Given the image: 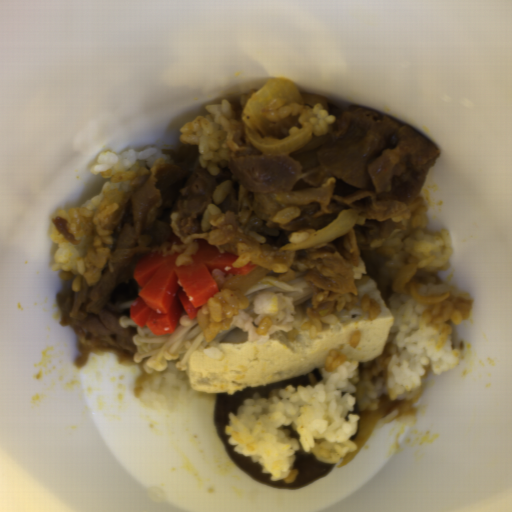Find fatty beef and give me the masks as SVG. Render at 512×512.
Here are the masks:
<instances>
[{"label": "fatty beef", "instance_id": "5", "mask_svg": "<svg viewBox=\"0 0 512 512\" xmlns=\"http://www.w3.org/2000/svg\"><path fill=\"white\" fill-rule=\"evenodd\" d=\"M51 222L54 225V227L56 228V230L58 231V233L67 242H70V243L76 245L77 243H79L81 241L79 239H76L74 234H73V232L69 229V223H68L67 219H64V218L59 217V216H54L51 219Z\"/></svg>", "mask_w": 512, "mask_h": 512}, {"label": "fatty beef", "instance_id": "3", "mask_svg": "<svg viewBox=\"0 0 512 512\" xmlns=\"http://www.w3.org/2000/svg\"><path fill=\"white\" fill-rule=\"evenodd\" d=\"M302 114H295L286 116L278 120L266 123L269 127L270 133L277 137H286L296 132H299L304 127L300 122Z\"/></svg>", "mask_w": 512, "mask_h": 512}, {"label": "fatty beef", "instance_id": "4", "mask_svg": "<svg viewBox=\"0 0 512 512\" xmlns=\"http://www.w3.org/2000/svg\"><path fill=\"white\" fill-rule=\"evenodd\" d=\"M432 283L434 285L444 284L443 278L436 272L426 269H416V272L410 280L408 286L427 285Z\"/></svg>", "mask_w": 512, "mask_h": 512}, {"label": "fatty beef", "instance_id": "1", "mask_svg": "<svg viewBox=\"0 0 512 512\" xmlns=\"http://www.w3.org/2000/svg\"><path fill=\"white\" fill-rule=\"evenodd\" d=\"M308 107L323 106L334 121L325 134L287 154H265L252 140L233 151L217 174L204 169L193 142L172 147V155L140 169L110 225L112 243L98 282L56 293L59 325L77 336L79 370L90 354L114 353L127 360L135 352V326L119 320L141 292L136 262L147 252L192 262L199 246L238 255L234 266L300 269L312 285L358 295L355 287L361 250L406 230L393 219L406 213L437 160L432 138L398 118L358 105L336 106L328 96L300 93ZM232 186L220 216L208 230L200 224L212 193L224 180ZM297 206L301 215L271 221L280 208ZM356 209V223L341 238L299 251H280L329 225L344 209Z\"/></svg>", "mask_w": 512, "mask_h": 512}, {"label": "fatty beef", "instance_id": "2", "mask_svg": "<svg viewBox=\"0 0 512 512\" xmlns=\"http://www.w3.org/2000/svg\"><path fill=\"white\" fill-rule=\"evenodd\" d=\"M294 298H289L274 291H267L258 294L252 302L251 309L256 314L251 317L244 309L235 316L230 324L241 328L247 332V341L262 344L265 343L276 331H286L292 329L295 322ZM269 317L272 325L270 330L264 336L256 334V329L263 319Z\"/></svg>", "mask_w": 512, "mask_h": 512}]
</instances>
